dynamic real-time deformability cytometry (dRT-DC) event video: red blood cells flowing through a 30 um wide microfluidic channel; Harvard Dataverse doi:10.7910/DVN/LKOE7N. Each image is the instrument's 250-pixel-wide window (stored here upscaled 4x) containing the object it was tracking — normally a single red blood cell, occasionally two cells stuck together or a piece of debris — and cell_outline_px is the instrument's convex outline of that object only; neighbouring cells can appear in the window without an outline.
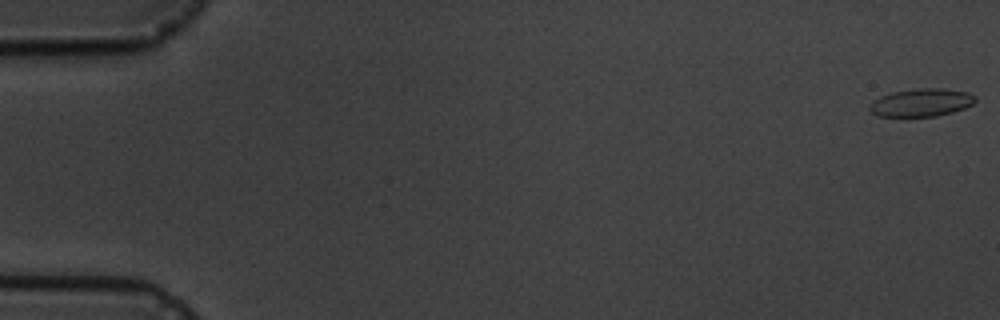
{"species": "common noctule bat (a hibernating species)", "species_latin": "Nyctalus noctula", "temperature_condition": "cold", "stored_images_in_passage": 6, "camera_frame_rate_fps": 3000, "um_per_image_px": 0.085, "animal": {"sex": "male", "body_mass_g": 19.5, "forearm_length_mm": 54.6}, "frame": {"image": 1, "passage_image": 1, "time_ms": 0.0, "image_size_px": [1000, 320], "cell_outline_px": [[976, 100], [972, 104], [964, 108], [952, 112], [936, 116], [876, 116], [868, 108], [880, 96], [892, 92], [916, 88], [940, 88], [968, 92], [976, 96]], "centroid_in_image_um": [78.33, 8.71], "position_along_channel_um": 6.7, "area_um2": 17.05}}
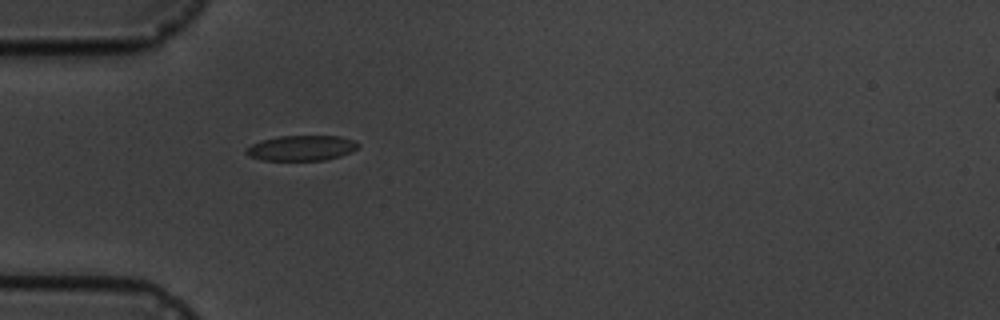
{"frame": {"image": 2, "passage_image": 6, "time_ms": 5.667, "image_size_px": [1000, 320], "cell_outline_px": [[360, 144], [352, 152], [340, 156], [324, 160], [260, 160], [248, 156], [244, 152], [252, 144], [260, 140], [280, 136], [340, 136], [352, 140]], "centroid_in_image_um": [25.6, 12.58], "position_along_channel_um": 59.4, "area_um2": 16.47}}